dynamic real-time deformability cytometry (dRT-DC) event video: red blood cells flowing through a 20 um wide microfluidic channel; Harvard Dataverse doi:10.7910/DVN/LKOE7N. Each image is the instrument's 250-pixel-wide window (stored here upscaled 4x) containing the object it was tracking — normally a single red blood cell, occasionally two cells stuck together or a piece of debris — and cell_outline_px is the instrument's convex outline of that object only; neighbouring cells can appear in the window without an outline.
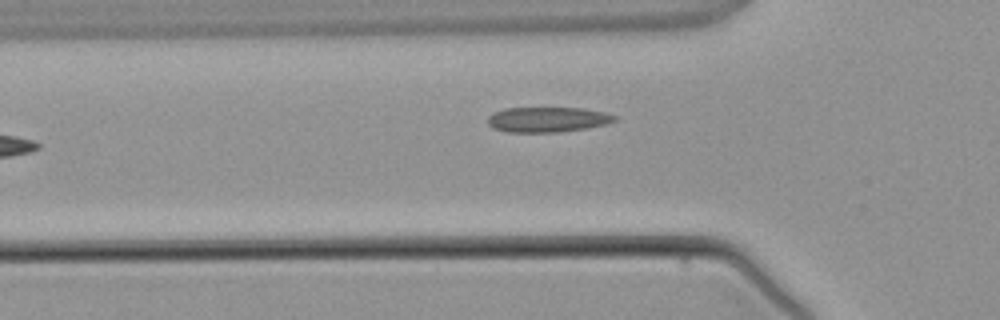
{"species": "common noctule bat (a hibernating species)", "species_latin": "Nyctalus noctula", "temperature_condition": "warm", "stored_images_in_passage": 5, "camera_frame_rate_fps": 3000, "um_per_image_px": 0.085, "animal": {"sex": "male", "body_mass_g": 21.5, "forearm_length_mm": 52.0}, "frame": {"image": 1, "passage_image": 5, "time_ms": 4.667, "image_size_px": [1000, 320], "cell_outline_px": [[616, 120], [604, 124], [588, 128], [560, 132], [508, 132], [492, 128], [488, 124], [488, 116], [504, 108], [584, 108], [604, 112], [616, 116]], "centroid_in_image_um": [46.53, 10.16], "position_along_channel_um": 79.3, "area_um2": 18.55}}